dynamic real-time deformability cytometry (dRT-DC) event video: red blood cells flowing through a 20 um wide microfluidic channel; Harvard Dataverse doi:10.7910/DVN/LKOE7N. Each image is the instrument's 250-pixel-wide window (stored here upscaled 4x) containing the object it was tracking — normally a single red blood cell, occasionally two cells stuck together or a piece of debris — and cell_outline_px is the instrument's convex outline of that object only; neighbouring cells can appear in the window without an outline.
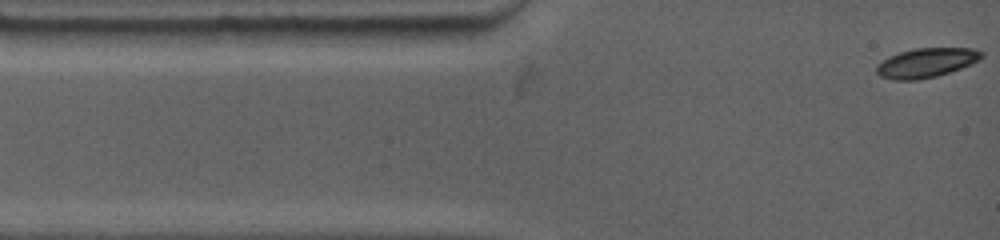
{"species": "common noctule bat (a hibernating species)", "species_latin": "Nyctalus noctula", "temperature_condition": "warm", "stored_images_in_passage": 17, "camera_frame_rate_fps": 4500, "um_per_image_px": 0.085, "animal": {"sex": "female", "body_mass_g": 19.0, "forearm_length_mm": 53.3}, "frame": {"image": 1, "passage_image": 1, "time_ms": 0.0, "image_size_px": [1000, 240], "cell_outline_px": [[984, 56], [980, 60], [972, 64], [936, 76], [916, 80], [892, 80], [880, 76], [876, 72], [876, 64], [900, 52], [916, 48], [972, 48], [984, 52]], "centroid_in_image_um": [78.76, 5.33], "position_along_channel_um": 6.2, "area_um2": 17.92}}
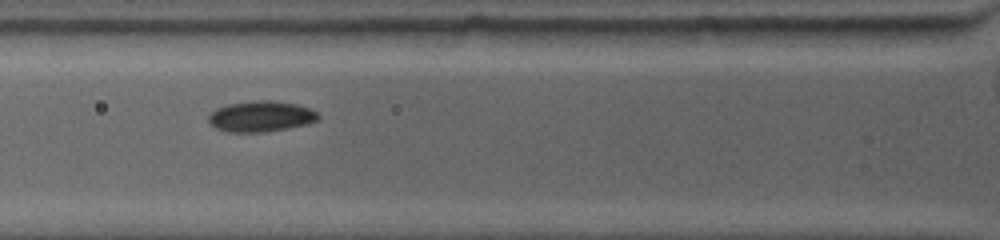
{"frame": {"image": 2, "passage_image": 10, "time_ms": 3.778, "image_size_px": [1000, 240], "cell_outline_px": [[320, 116], [316, 120], [308, 124], [288, 128], [264, 132], [228, 132], [216, 128], [208, 124], [208, 116], [216, 108], [228, 104], [252, 100], [268, 100], [296, 104], [308, 108], [316, 112]], "centroid_in_image_um": [22.13, 9.89], "position_along_channel_um": 103.7, "area_um2": 19.71}}
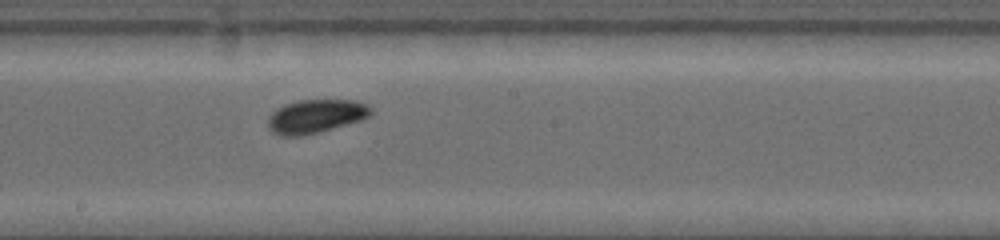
{"frame": {"image": 3, "passage_image": 17, "time_ms": 6.889, "image_size_px": [1000, 240], "cell_outline_px": [[372, 112], [364, 120], [304, 136], [280, 136], [272, 132], [268, 128], [268, 116], [276, 108], [284, 104], [300, 100], [352, 100], [368, 104], [372, 108]], "centroid_in_image_um": [26.83, 9.89], "position_along_channel_um": 221.4, "area_um2": 20.46}}